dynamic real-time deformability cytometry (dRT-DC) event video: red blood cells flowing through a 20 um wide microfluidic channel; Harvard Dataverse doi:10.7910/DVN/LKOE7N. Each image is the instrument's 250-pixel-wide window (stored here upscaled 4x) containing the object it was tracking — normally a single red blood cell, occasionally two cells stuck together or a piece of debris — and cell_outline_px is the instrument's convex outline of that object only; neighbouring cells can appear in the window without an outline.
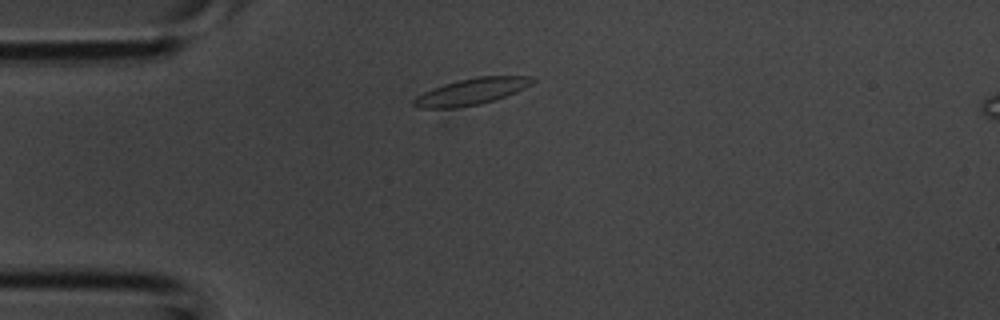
{"species": "common noctule bat (a hibernating species)", "species_latin": "Nyctalus noctula", "temperature_condition": "room temperature", "stored_images_in_passage": 2, "camera_frame_rate_fps": 3000, "um_per_image_px": 0.085, "animal": {"sex": "male", "body_mass_g": 20.1, "forearm_length_mm": 53.5}, "frame": {"image": 1, "passage_image": 1, "time_ms": 0.0, "image_size_px": [1000, 320], "cell_outline_px": [[536, 80], [532, 84], [516, 92], [496, 100], [480, 104], [456, 108], [420, 108], [412, 104], [412, 100], [416, 96], [432, 88], [444, 84], [476, 76], [532, 76]], "centroid_in_image_um": [40.09, 7.78], "position_along_channel_um": 44.9, "area_um2": 18.38}}